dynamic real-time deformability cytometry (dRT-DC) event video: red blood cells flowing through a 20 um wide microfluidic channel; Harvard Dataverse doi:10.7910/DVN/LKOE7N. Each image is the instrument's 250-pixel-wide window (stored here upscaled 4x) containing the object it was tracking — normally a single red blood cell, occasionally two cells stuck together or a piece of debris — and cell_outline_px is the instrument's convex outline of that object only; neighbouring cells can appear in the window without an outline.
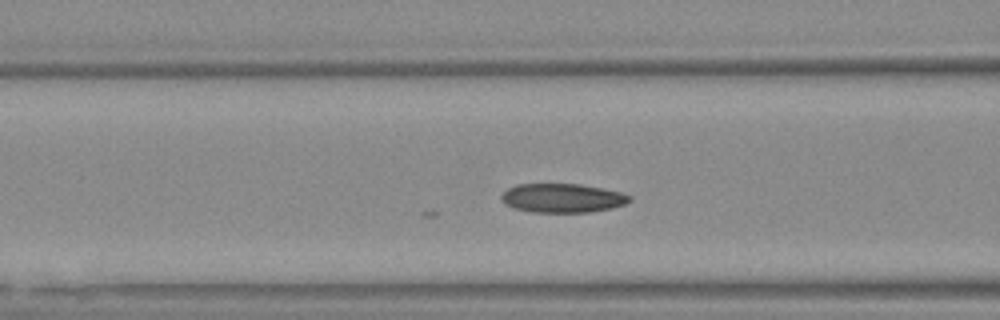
{"species": "Egyptian fruit bat (a non-hibernating species)", "species_latin": "Rousettus aegyptiacus", "temperature_condition": "warm", "stored_images_in_passage": 36, "camera_frame_rate_fps": 3000, "um_per_image_px": 0.085, "animal": {"sex": "female"}, "frame": {"image": 1, "passage_image": 8, "time_ms": 2.333, "image_size_px": [1000, 320], "cell_outline_px": [[632, 200], [624, 204], [612, 208], [592, 212], [532, 212], [516, 208], [500, 200], [500, 196], [508, 188], [516, 184], [580, 184], [620, 192], [632, 196]], "centroid_in_image_um": [47.82, 16.83], "position_along_channel_um": 118.8, "area_um2": 21.56}}